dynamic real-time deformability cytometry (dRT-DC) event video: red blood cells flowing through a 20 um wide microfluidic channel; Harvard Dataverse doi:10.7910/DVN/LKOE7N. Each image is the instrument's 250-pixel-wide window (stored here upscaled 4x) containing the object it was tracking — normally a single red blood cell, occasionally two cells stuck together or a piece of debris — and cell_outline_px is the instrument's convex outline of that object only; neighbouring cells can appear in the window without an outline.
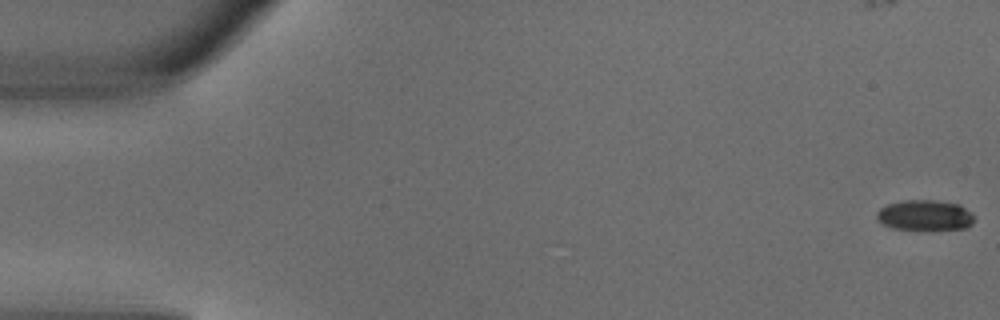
{"species": "common noctule bat (a hibernating species)", "species_latin": "Nyctalus noctula", "temperature_condition": "warm", "stored_images_in_passage": 4, "camera_frame_rate_fps": 3000, "um_per_image_px": 0.085, "animal": {"sex": "male", "body_mass_g": 18.8}, "frame": {"image": 1, "passage_image": 1, "time_ms": 0.0, "image_size_px": [1000, 320], "cell_outline_px": [[972, 224], [968, 228], [932, 232], [892, 228], [884, 224], [876, 216], [876, 212], [880, 208], [888, 204], [904, 200], [932, 200], [960, 204], [972, 212]], "centroid_in_image_um": [78.65, 18.34], "position_along_channel_um": 6.3, "area_um2": 17.92}}
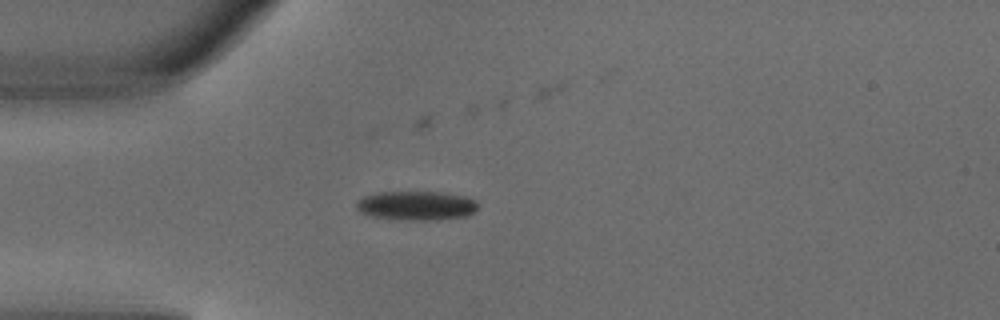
{"frame": {"image": 2, "passage_image": 4, "time_ms": 1.0, "image_size_px": [1000, 320], "cell_outline_px": [[476, 208], [472, 212], [464, 216], [428, 220], [400, 220], [372, 216], [360, 212], [356, 208], [356, 200], [364, 196], [376, 192], [444, 192], [468, 196], [476, 200]], "centroid_in_image_um": [35.35, 17.46], "position_along_channel_um": 49.7, "area_um2": 20.69}}